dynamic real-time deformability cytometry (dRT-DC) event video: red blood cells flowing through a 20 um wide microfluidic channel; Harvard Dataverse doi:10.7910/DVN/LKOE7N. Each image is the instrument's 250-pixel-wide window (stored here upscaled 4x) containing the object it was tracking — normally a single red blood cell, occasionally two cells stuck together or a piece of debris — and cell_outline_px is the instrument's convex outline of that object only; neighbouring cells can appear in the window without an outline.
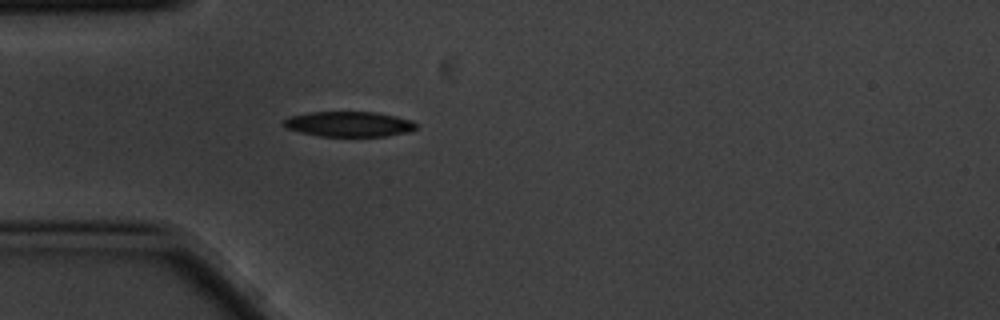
{"species": "common noctule bat (a hibernating species)", "species_latin": "Nyctalus noctula", "temperature_condition": "cold", "stored_images_in_passage": 4, "camera_frame_rate_fps": 3000, "um_per_image_px": 0.085, "animal": {"sex": "male", "body_mass_g": 20.1, "forearm_length_mm": 53.5}, "frame": {"image": 1, "passage_image": 4, "time_ms": 1.0, "image_size_px": [1000, 320], "cell_outline_px": [[416, 128], [408, 132], [384, 136], [320, 136], [300, 132], [288, 128], [280, 124], [288, 116], [308, 112], [376, 112], [396, 116], [412, 120], [416, 124]], "centroid_in_image_um": [29.63, 10.54], "position_along_channel_um": 55.4, "area_um2": 19.48}}